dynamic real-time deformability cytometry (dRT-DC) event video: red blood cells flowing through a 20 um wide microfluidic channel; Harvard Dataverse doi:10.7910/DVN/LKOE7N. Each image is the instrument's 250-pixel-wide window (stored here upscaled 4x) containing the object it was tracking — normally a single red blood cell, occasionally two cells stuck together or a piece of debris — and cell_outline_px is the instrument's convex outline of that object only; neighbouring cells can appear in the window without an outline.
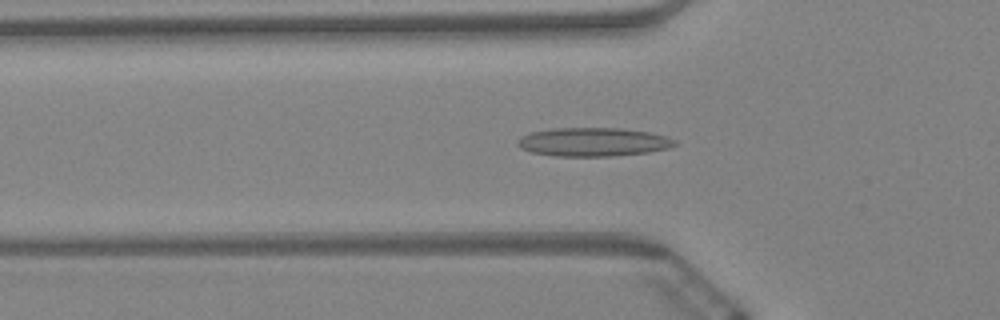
{"species": "Egyptian fruit bat (a non-hibernating species)", "species_latin": "Rousettus aegyptiacus", "temperature_condition": "warm", "stored_images_in_passage": 46, "camera_frame_rate_fps": 3000, "um_per_image_px": 0.085, "animal": {"sex": "female"}, "frame": {"image": 1, "passage_image": 16, "time_ms": 5.0, "image_size_px": [1000, 320], "cell_outline_px": [[680, 144], [668, 148], [648, 152], [612, 156], [556, 156], [532, 152], [520, 148], [516, 144], [516, 140], [520, 136], [532, 132], [552, 128], [620, 128], [648, 132], [664, 136], [676, 140]], "centroid_in_image_um": [50.4, 12.07], "position_along_channel_um": 75.4, "area_um2": 26.3}}
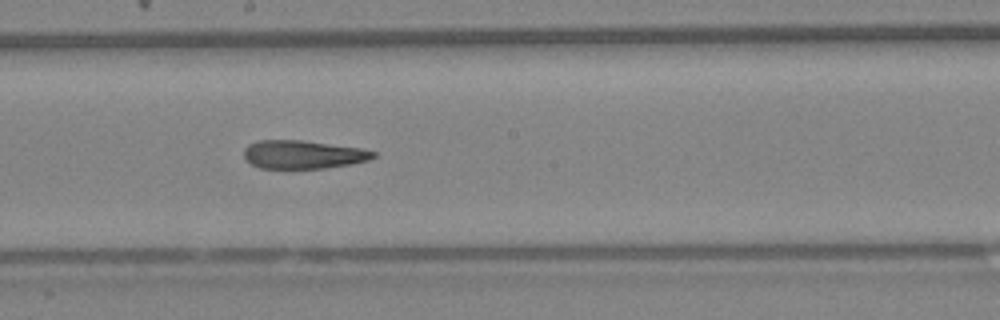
{"frame": {"image": 2, "passage_image": 29, "time_ms": 9.333, "image_size_px": [1000, 320], "cell_outline_px": [[376, 156], [368, 160], [352, 164], [324, 168], [260, 168], [252, 164], [244, 156], [244, 148], [248, 144], [260, 140], [300, 140], [360, 148], [376, 152]], "centroid_in_image_um": [25.76, 13.13], "position_along_channel_um": 222.4, "area_um2": 21.21}}
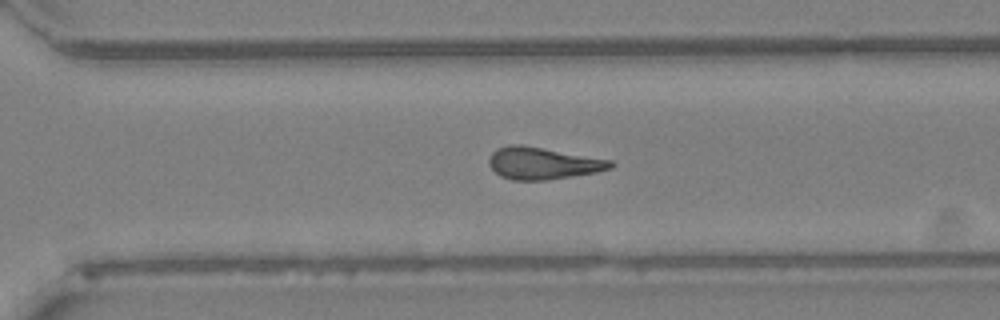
{"frame": {"image": 3, "passage_image": 38, "time_ms": 12.333, "image_size_px": [1000, 320], "cell_outline_px": [[616, 164], [612, 168], [596, 172], [572, 176], [544, 180], [512, 180], [500, 176], [488, 164], [488, 156], [496, 148], [508, 144], [520, 144], [612, 160]], "centroid_in_image_um": [46.11, 13.87], "position_along_channel_um": 324.5, "area_um2": 22.77}, "authors_computed_cell_mechanics": {"area_um2": 22.7732, "velocity_mm_per_s": 3.393, "shape_relaxation_time_tau1_ms": null, "shape_relaxation_time_tau2_ms": 3.698, "deformation_change_tau1": null, "deformation_change_tau2": 0.1375}}